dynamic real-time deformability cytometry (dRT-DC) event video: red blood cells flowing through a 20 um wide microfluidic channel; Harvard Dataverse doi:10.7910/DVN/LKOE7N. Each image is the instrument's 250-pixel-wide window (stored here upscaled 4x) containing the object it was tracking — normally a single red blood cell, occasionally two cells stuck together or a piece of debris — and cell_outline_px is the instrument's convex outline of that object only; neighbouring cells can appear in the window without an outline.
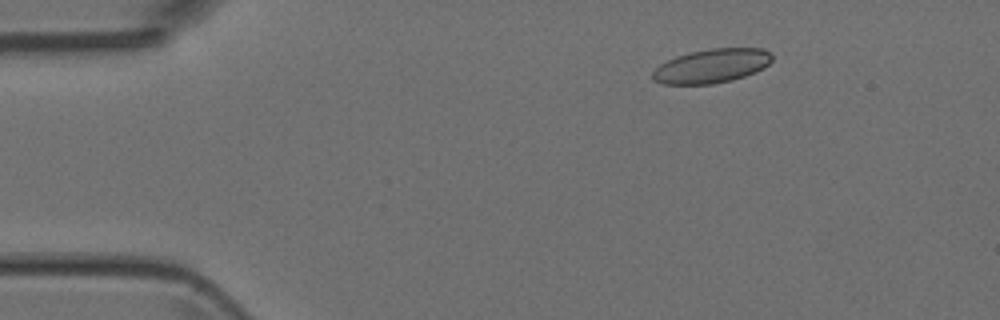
{"species": "Egyptian fruit bat (a non-hibernating species)", "species_latin": "Rousettus aegyptiacus", "temperature_condition": "room temperature", "stored_images_in_passage": 6, "camera_frame_rate_fps": 3000, "um_per_image_px": 0.085, "animal": {"sex": "female"}, "frame": {"image": 1, "passage_image": 2, "time_ms": 1.333, "image_size_px": [1000, 320], "cell_outline_px": [[772, 60], [764, 68], [756, 72], [732, 80], [712, 84], [660, 84], [652, 80], [652, 72], [660, 64], [676, 56], [708, 48], [764, 48], [772, 56]], "centroid_in_image_um": [60.48, 5.61], "position_along_channel_um": 24.5, "area_um2": 23.76}}